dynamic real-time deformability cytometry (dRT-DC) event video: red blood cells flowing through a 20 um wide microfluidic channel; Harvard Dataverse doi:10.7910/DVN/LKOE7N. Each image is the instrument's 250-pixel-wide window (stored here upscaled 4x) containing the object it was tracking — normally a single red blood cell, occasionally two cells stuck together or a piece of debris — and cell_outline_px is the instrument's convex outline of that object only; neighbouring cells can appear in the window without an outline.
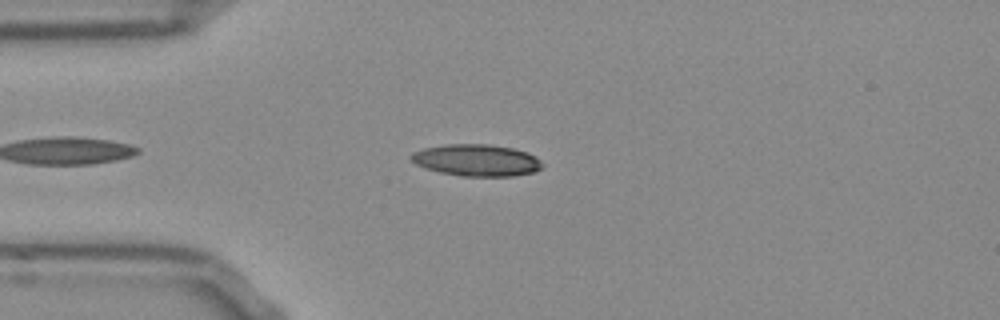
{"species": "Egyptian fruit bat (a non-hibernating species)", "species_latin": "Rousettus aegyptiacus", "temperature_condition": "room temperature", "stored_images_in_passage": 42, "camera_frame_rate_fps": 3000, "um_per_image_px": 0.085, "frame": {"image": 1, "passage_image": 6, "time_ms": 1.667, "image_size_px": [1000, 320], "cell_outline_px": [[544, 168], [532, 172], [512, 176], [460, 176], [440, 172], [424, 168], [416, 164], [408, 156], [412, 152], [424, 148], [448, 144], [488, 144], [512, 148], [536, 156], [544, 164]], "centroid_in_image_um": [40.5, 13.62], "position_along_channel_um": 44.5, "area_um2": 24.33}}
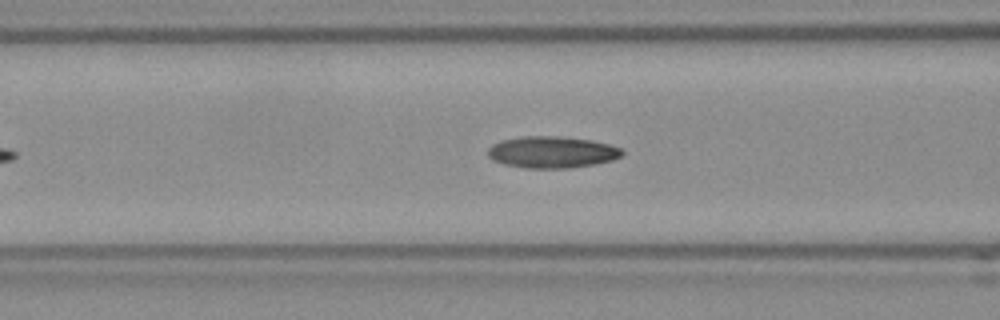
{"frame": {"image": 2, "passage_image": 13, "time_ms": 4.0, "image_size_px": [1000, 320], "cell_outline_px": [[624, 152], [620, 156], [612, 160], [592, 164], [568, 168], [528, 168], [504, 164], [488, 156], [488, 148], [492, 144], [500, 140], [524, 136], [556, 136], [592, 140], [624, 148]], "centroid_in_image_um": [46.93, 12.92], "position_along_channel_um": 119.7, "area_um2": 24.62}}
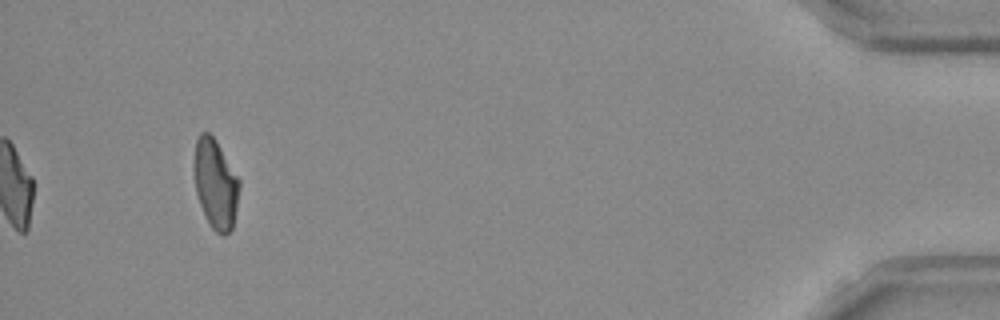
{"frame": {"image": 3, "passage_image": 42, "time_ms": 13.667, "image_size_px": [1000, 320], "cell_outline_px": [[240, 184], [232, 228], [224, 236], [216, 232], [212, 228], [200, 204], [196, 192], [192, 168], [196, 140], [200, 132], [208, 132], [216, 140], [240, 180]], "centroid_in_image_um": [18.29, 15.59], "position_along_channel_um": 416.9, "area_um2": 23.52}, "authors_computed_cell_mechanics": {"area_um2": 23.7269, "velocity_mm_per_s": 3.8633, "shape_relaxation_time_tau1_ms": null, "shape_relaxation_time_tau2_ms": 4.4031, "deformation_change_tau1": null, "deformation_change_tau2": 0.1148}}